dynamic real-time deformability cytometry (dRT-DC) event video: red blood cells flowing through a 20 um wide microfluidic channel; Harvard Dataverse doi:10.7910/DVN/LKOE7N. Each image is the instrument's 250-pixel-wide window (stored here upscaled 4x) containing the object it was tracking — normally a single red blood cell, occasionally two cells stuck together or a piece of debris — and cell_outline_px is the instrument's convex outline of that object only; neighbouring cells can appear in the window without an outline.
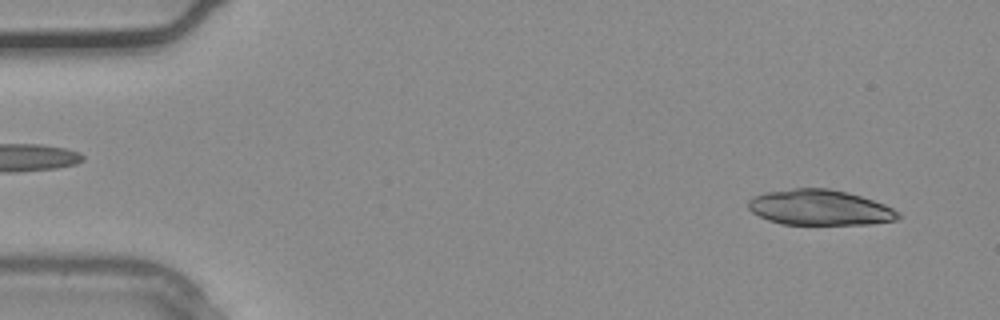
{"species": "common noctule bat (a hibernating species)", "species_latin": "Nyctalus noctula", "temperature_condition": "warm", "stored_images_in_passage": 3, "camera_frame_rate_fps": 3000, "um_per_image_px": 0.085, "animal": {"sex": "male", "body_mass_g": 20.4}, "frame": {"image": 1, "passage_image": 3, "time_ms": 0.667, "image_size_px": [1000, 320], "cell_outline_px": [[904, 216], [896, 220], [872, 224], [780, 224], [768, 220], [752, 212], [748, 208], [748, 200], [752, 196], [764, 192], [792, 188], [828, 188], [848, 192], [884, 204], [900, 212]], "centroid_in_image_um": [69.68, 17.64], "position_along_channel_um": 15.3, "area_um2": 31.21}}